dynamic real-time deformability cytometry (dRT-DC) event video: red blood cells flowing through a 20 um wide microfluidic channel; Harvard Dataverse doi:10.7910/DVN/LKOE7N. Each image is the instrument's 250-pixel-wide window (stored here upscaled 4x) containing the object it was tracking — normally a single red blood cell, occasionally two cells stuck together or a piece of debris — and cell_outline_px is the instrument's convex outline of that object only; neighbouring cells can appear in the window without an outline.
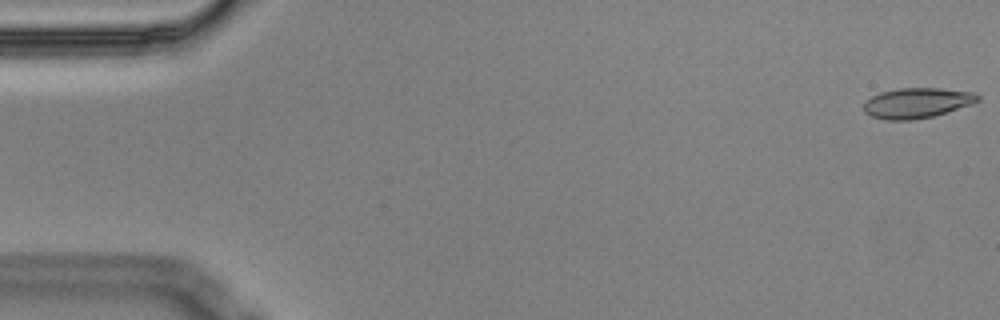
{"species": "Egyptian fruit bat (a non-hibernating species)", "species_latin": "Rousettus aegyptiacus", "temperature_condition": "cold", "stored_images_in_passage": 5, "camera_frame_rate_fps": 3000, "um_per_image_px": 0.085, "animal": {"sex": "male"}, "frame": {"image": 1, "passage_image": 1, "time_ms": 0.0, "image_size_px": [1000, 320], "cell_outline_px": [[980, 100], [972, 104], [932, 116], [912, 120], [884, 120], [872, 116], [864, 112], [864, 104], [872, 96], [880, 92], [900, 88], [940, 88], [976, 92], [980, 96]], "centroid_in_image_um": [77.96, 8.74], "position_along_channel_um": 7.0, "area_um2": 20.06}}
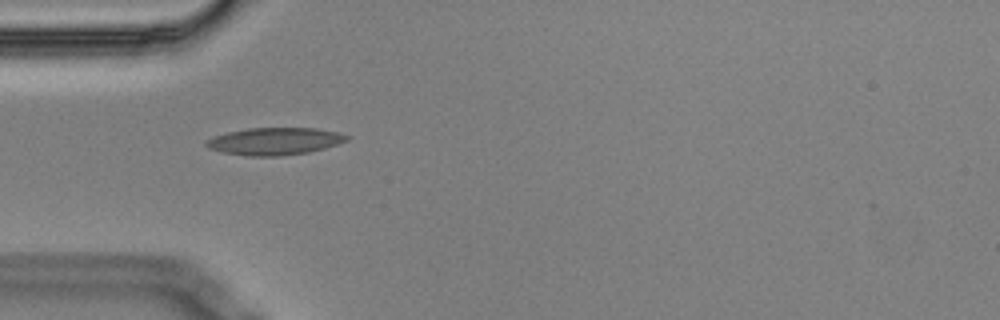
{"frame": {"image": 2, "passage_image": 5, "time_ms": 1.333, "image_size_px": [1000, 320], "cell_outline_px": [[352, 136], [348, 140], [324, 148], [308, 152], [280, 156], [248, 156], [224, 152], [208, 148], [204, 144], [212, 136], [228, 132], [248, 128], [316, 128], [336, 132]], "centroid_in_image_um": [23.34, 12.0], "position_along_channel_um": 61.7, "area_um2": 22.25}}